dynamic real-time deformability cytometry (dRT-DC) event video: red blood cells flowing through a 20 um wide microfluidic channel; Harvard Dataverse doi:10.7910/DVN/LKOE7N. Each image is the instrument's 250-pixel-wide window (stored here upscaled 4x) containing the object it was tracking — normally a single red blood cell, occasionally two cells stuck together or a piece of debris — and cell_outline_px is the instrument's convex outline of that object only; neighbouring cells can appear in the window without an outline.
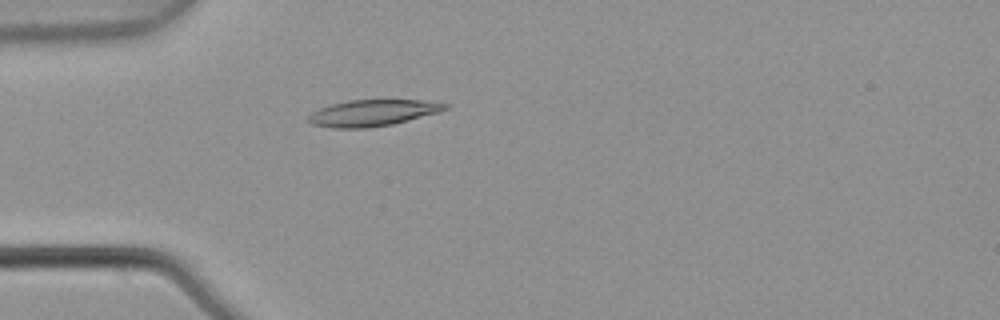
{"species": "common noctule bat (a hibernating species)", "species_latin": "Nyctalus noctula", "temperature_condition": "warm", "stored_images_in_passage": 2, "camera_frame_rate_fps": 3000, "um_per_image_px": 0.085, "animal": {"sex": "male", "body_mass_g": 21.5, "forearm_length_mm": 52.0}, "frame": {"image": 1, "passage_image": 2, "time_ms": 0.333, "image_size_px": [1000, 320], "cell_outline_px": [[452, 104], [448, 108], [436, 112], [408, 120], [392, 124], [368, 128], [332, 128], [312, 124], [308, 120], [308, 116], [312, 112], [320, 108], [332, 104], [348, 100], [424, 100]], "centroid_in_image_um": [31.67, 9.59], "position_along_channel_um": 53.3, "area_um2": 20.87}}